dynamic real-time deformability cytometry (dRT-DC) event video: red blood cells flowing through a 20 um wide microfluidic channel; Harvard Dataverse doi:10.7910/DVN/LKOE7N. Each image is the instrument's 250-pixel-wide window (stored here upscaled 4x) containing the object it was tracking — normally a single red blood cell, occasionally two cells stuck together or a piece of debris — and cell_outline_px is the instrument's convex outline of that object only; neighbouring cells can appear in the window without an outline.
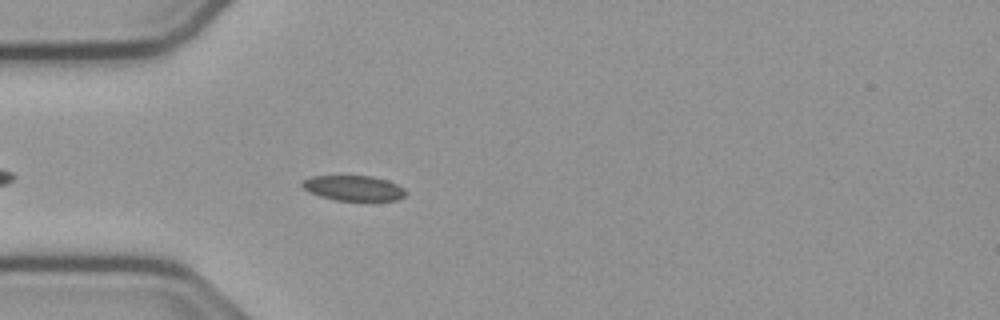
{"species": "common noctule bat (a hibernating species)", "species_latin": "Nyctalus noctula", "temperature_condition": "cold", "stored_images_in_passage": 28, "camera_frame_rate_fps": 3000, "um_per_image_px": 0.085, "animal": {"sex": "male", "body_mass_g": 23.1, "forearm_length_mm": 52.7}, "frame": {"image": 1, "passage_image": 3, "time_ms": 0.667, "image_size_px": [1000, 320], "cell_outline_px": [[408, 192], [404, 196], [396, 200], [336, 200], [320, 196], [308, 192], [300, 184], [300, 180], [312, 176], [372, 176], [388, 180], [404, 188]], "centroid_in_image_um": [30.03, 15.98], "position_along_channel_um": 55.0, "area_um2": 15.26}}
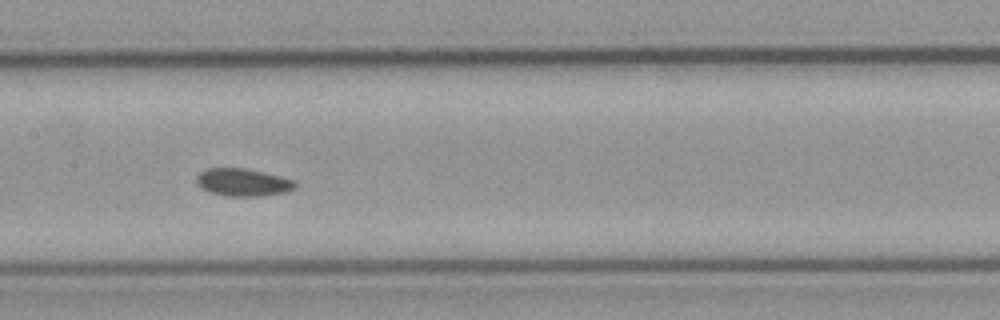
{"frame": {"image": 2, "passage_image": 14, "time_ms": 4.333, "image_size_px": [1000, 320], "cell_outline_px": [[296, 188], [284, 192], [260, 196], [228, 196], [208, 192], [200, 188], [196, 184], [196, 176], [200, 172], [208, 168], [244, 168], [264, 172], [296, 180]], "centroid_in_image_um": [20.63, 15.5], "position_along_channel_um": 186.8, "area_um2": 16.01}}
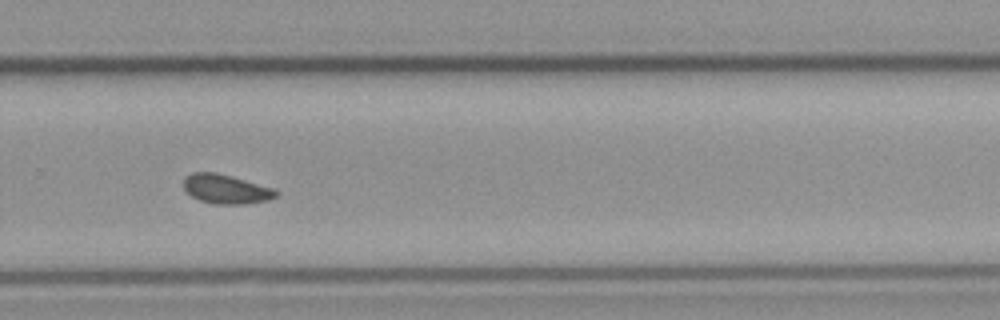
{"frame": {"image": 3, "passage_image": 24, "time_ms": 7.667, "image_size_px": [1000, 320], "cell_outline_px": [[280, 192], [276, 196], [268, 200], [248, 204], [216, 204], [200, 200], [192, 196], [184, 188], [184, 176], [192, 172], [216, 172], [232, 176], [276, 188]], "centroid_in_image_um": [19.25, 16.06], "position_along_channel_um": 310.5, "area_um2": 15.95}}